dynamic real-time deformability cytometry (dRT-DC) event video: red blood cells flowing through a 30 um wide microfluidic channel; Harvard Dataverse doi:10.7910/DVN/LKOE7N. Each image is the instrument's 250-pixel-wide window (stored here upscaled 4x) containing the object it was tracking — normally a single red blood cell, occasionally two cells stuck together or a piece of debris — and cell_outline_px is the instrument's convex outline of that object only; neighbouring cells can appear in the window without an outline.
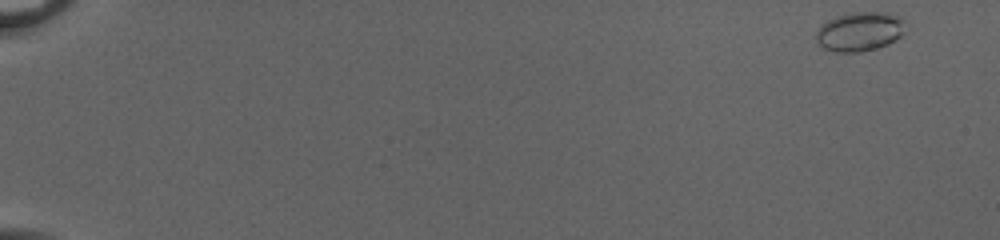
{"species": "common noctule bat (a hibernating species)", "species_latin": "Nyctalus noctula", "temperature_condition": "cold", "stored_images_in_passage": 52, "camera_frame_rate_fps": 3000, "um_per_image_px": 0.085, "animal": {"sex": "female", "body_mass_g": 20.0, "forearm_length_mm": 54.0}, "frame": {"image": 1, "passage_image": 1, "time_ms": 0.0, "image_size_px": [1000, 240], "cell_outline_px": [[904, 20], [900, 36], [888, 44], [876, 48], [860, 52], [836, 52], [820, 48], [816, 40], [816, 32], [828, 20], [836, 16], [852, 12], [888, 12], [900, 16]], "centroid_in_image_um": [73.04, 2.68], "position_along_channel_um": 12.0, "area_um2": 20.35}}
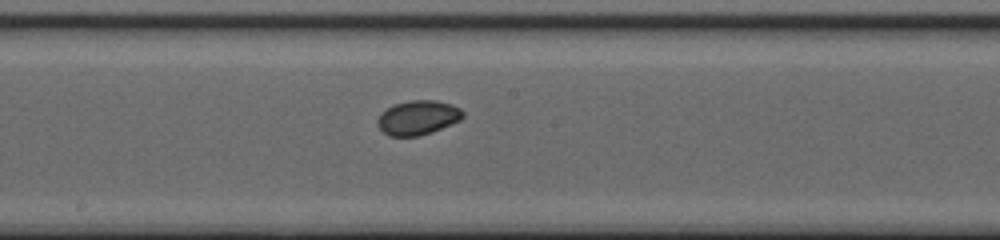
{"frame": {"image": 2, "passage_image": 30, "time_ms": 9.667, "image_size_px": [1000, 240], "cell_outline_px": [[464, 116], [460, 120], [432, 132], [420, 136], [388, 136], [376, 124], [376, 120], [380, 112], [392, 104], [408, 100], [436, 100], [452, 104], [460, 108], [464, 112]], "centroid_in_image_um": [35.49, 9.98], "position_along_channel_um": 212.7, "area_um2": 17.4}}
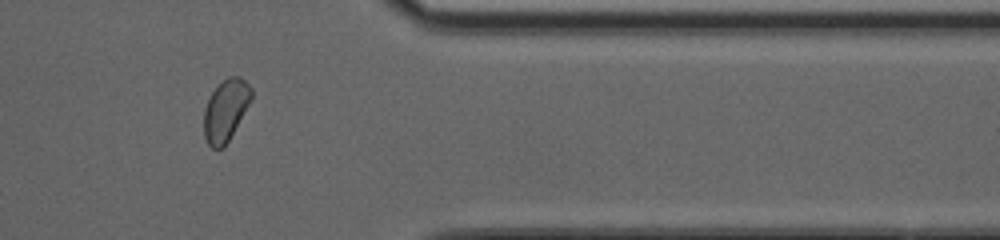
{"frame": {"image": 3, "passage_image": 44, "time_ms": 14.333, "image_size_px": [1000, 240], "cell_outline_px": [[252, 100], [224, 148], [212, 148], [208, 144], [204, 136], [204, 108], [212, 92], [228, 76], [240, 76], [252, 88]], "centroid_in_image_um": [19.19, 9.38], "position_along_channel_um": 392.2, "area_um2": 16.99}, "authors_computed_cell_mechanics": {"area_um2": 17.34, "velocity_mm_per_s": 4.0543, "shape_relaxation_time_tau1_ms": 1.8566, "shape_relaxation_time_tau2_ms": null, "deformation_change_tau1": 0.0386, "deformation_change_tau2": null}}